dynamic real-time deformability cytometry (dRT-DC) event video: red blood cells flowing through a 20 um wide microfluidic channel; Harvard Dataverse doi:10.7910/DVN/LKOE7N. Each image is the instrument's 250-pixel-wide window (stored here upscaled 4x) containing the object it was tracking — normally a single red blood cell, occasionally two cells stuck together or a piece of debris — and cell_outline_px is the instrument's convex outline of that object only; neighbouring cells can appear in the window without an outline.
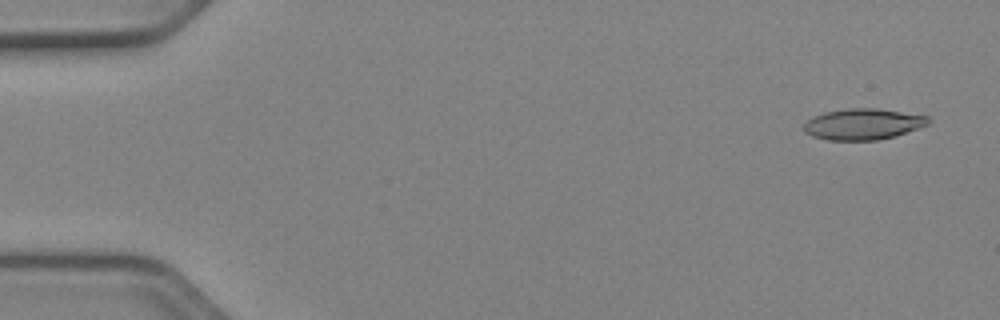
{"species": "Egyptian fruit bat (a non-hibernating species)", "species_latin": "Rousettus aegyptiacus", "temperature_condition": "cold", "stored_images_in_passage": 52, "camera_frame_rate_fps": 3000, "um_per_image_px": 0.085, "animal": {"sex": "female"}, "frame": {"image": 1, "passage_image": 3, "time_ms": 0.667, "image_size_px": [1000, 320], "cell_outline_px": [[932, 120], [928, 124], [892, 136], [876, 140], [828, 140], [812, 136], [804, 132], [804, 124], [812, 116], [824, 112], [848, 108], [876, 108], [928, 116]], "centroid_in_image_um": [73.31, 10.54], "position_along_channel_um": 11.7, "area_um2": 22.31}}
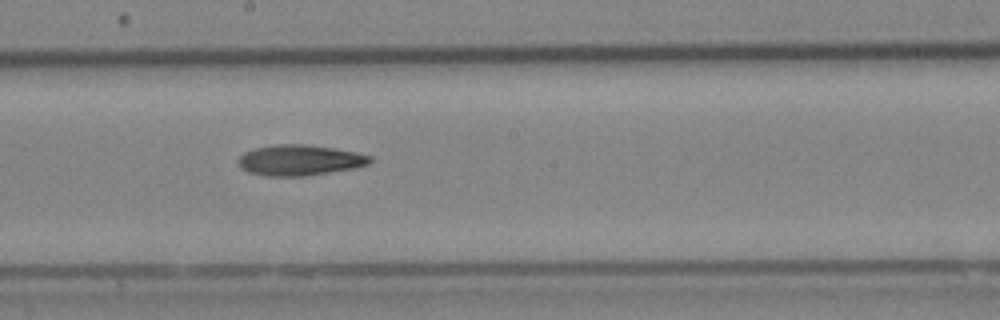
{"frame": {"image": 2, "passage_image": 29, "time_ms": 9.333, "image_size_px": [1000, 320], "cell_outline_px": [[372, 160], [368, 164], [352, 168], [304, 176], [264, 176], [248, 172], [240, 168], [236, 160], [244, 152], [256, 148], [276, 144], [304, 144], [332, 148], [356, 152], [372, 156]], "centroid_in_image_um": [25.42, 13.61], "position_along_channel_um": 222.8, "area_um2": 23.47}}
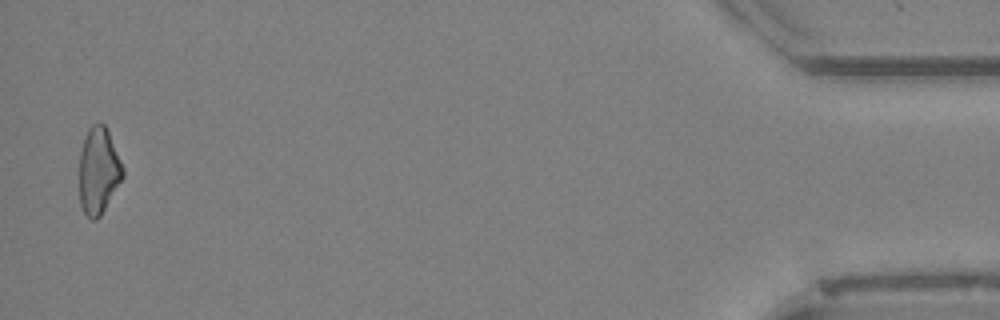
{"frame": {"image": 3, "passage_image": 51, "time_ms": 16.667, "image_size_px": [1000, 320], "cell_outline_px": [[124, 176], [100, 216], [96, 220], [92, 220], [84, 212], [80, 204], [80, 152], [88, 128], [92, 124], [104, 124], [108, 132], [124, 168]], "centroid_in_image_um": [8.38, 14.53], "position_along_channel_um": 426.8, "area_um2": 21.62}}